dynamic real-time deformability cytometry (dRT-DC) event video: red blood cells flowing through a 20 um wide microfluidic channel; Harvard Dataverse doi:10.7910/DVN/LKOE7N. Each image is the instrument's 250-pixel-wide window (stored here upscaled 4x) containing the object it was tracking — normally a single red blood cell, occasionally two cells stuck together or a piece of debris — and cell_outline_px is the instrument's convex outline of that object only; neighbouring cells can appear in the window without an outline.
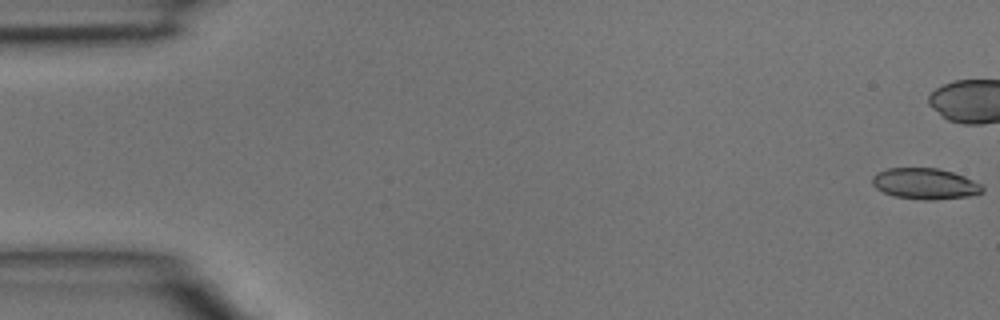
{"species": "common noctule bat (a hibernating species)", "species_latin": "Nyctalus noctula", "temperature_condition": "room temperature", "stored_images_in_passage": 5, "camera_frame_rate_fps": 3000, "um_per_image_px": 0.085, "animal": {"sex": "male", "body_mass_g": 15.6}, "frame": {"image": 1, "passage_image": 1, "time_ms": 0.0, "image_size_px": [1000, 320], "cell_outline_px": [[984, 192], [976, 196], [932, 200], [920, 200], [896, 196], [884, 192], [876, 188], [872, 184], [872, 176], [876, 172], [888, 168], [936, 168], [952, 172], [964, 176], [980, 184], [984, 188]], "centroid_in_image_um": [78.65, 15.63], "position_along_channel_um": 6.3, "area_um2": 20.06}}
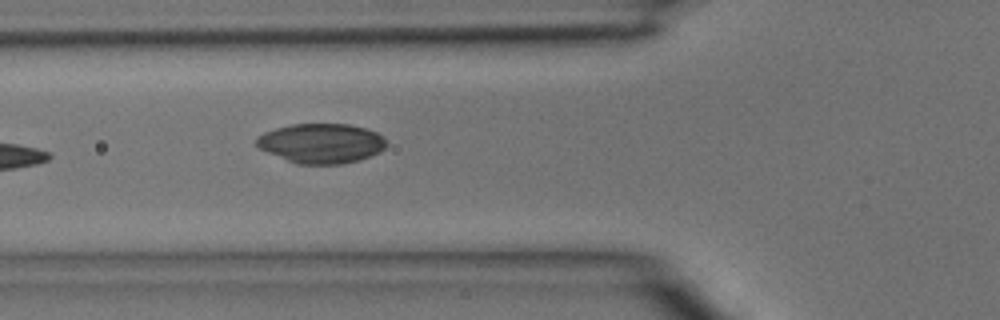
{"frame": {"image": 2, "passage_image": 5, "time_ms": 1.333, "image_size_px": [1000, 320], "cell_outline_px": [[388, 144], [380, 152], [360, 160], [340, 164], [296, 164], [268, 152], [260, 148], [256, 144], [256, 136], [264, 132], [276, 128], [292, 124], [348, 124], [368, 128], [384, 136]], "centroid_in_image_um": [27.34, 12.18], "position_along_channel_um": 98.5, "area_um2": 30.23}}